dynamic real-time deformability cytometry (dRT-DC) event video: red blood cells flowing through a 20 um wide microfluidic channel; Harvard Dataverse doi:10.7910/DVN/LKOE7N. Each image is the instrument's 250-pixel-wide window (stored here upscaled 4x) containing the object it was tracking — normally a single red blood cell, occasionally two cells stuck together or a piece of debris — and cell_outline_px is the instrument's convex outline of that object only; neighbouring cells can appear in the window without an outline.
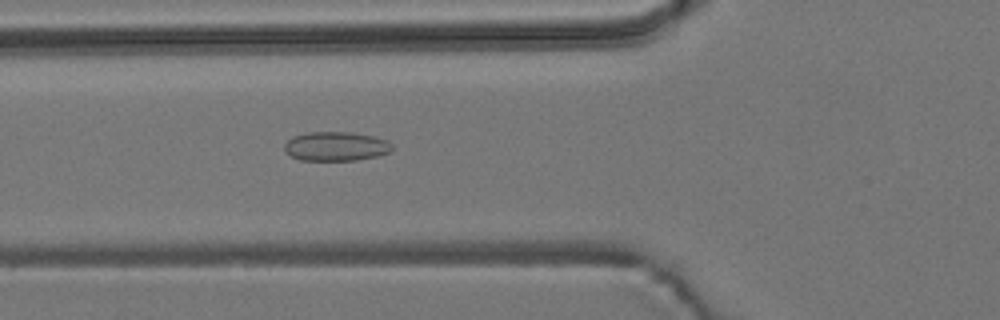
{"species": "common noctule bat (a hibernating species)", "species_latin": "Nyctalus noctula", "temperature_condition": "room temperature", "stored_images_in_passage": 55, "camera_frame_rate_fps": 3000, "um_per_image_px": 0.085, "animal": {"sex": "male", "body_mass_g": 19.2, "forearm_length_mm": 51.8}, "frame": {"image": 1, "passage_image": 20, "time_ms": 6.333, "image_size_px": [1000, 320], "cell_outline_px": [[392, 148], [388, 152], [376, 156], [356, 160], [300, 160], [284, 152], [284, 144], [292, 136], [308, 132], [352, 132], [372, 136], [388, 140], [392, 144]], "centroid_in_image_um": [28.52, 12.43], "position_along_channel_um": 97.3, "area_um2": 18.32}}
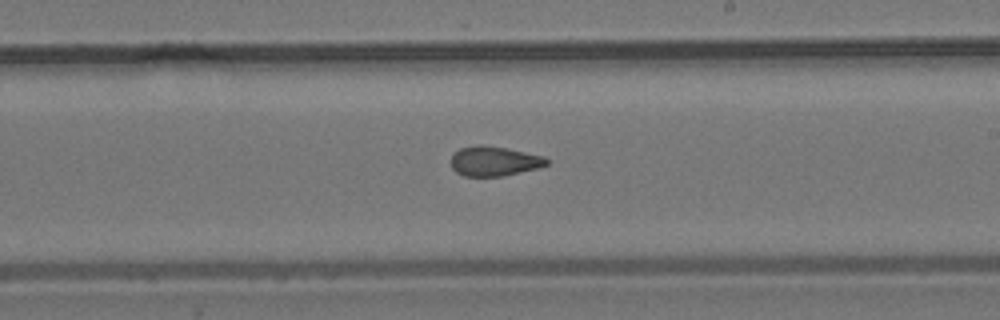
{"frame": {"image": 2, "passage_image": 32, "time_ms": 10.333, "image_size_px": [1000, 320], "cell_outline_px": [[548, 164], [536, 168], [504, 176], [464, 176], [456, 172], [452, 168], [452, 156], [460, 148], [476, 144], [480, 144], [504, 148], [544, 156], [548, 160]], "centroid_in_image_um": [41.98, 13.7], "position_along_channel_um": 247.0, "area_um2": 16.36}}
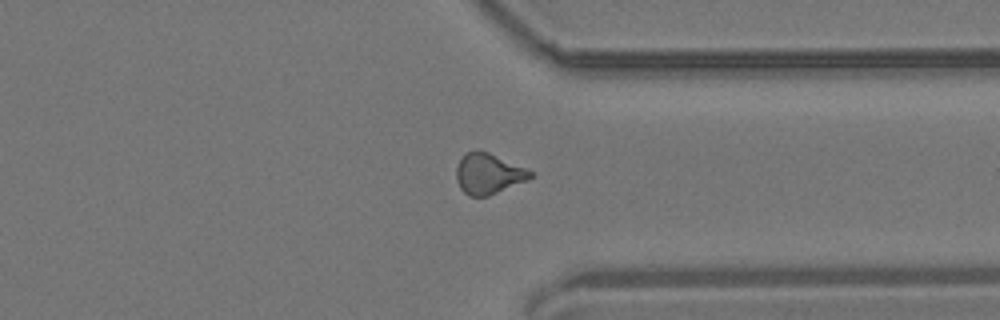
{"frame": {"image": 3, "passage_image": 42, "time_ms": 13.667, "image_size_px": [1000, 320], "cell_outline_px": [[532, 176], [528, 180], [488, 196], [468, 196], [460, 188], [456, 180], [456, 168], [464, 152], [488, 152], [524, 168], [532, 172]], "centroid_in_image_um": [41.48, 14.79], "position_along_channel_um": 369.9, "area_um2": 17.17}, "authors_computed_cell_mechanics": {"area_um2": 17.2822, "velocity_mm_per_s": 3.7376, "shape_relaxation_time_tau1_ms": null, "shape_relaxation_time_tau2_ms": 2.5797, "deformation_change_tau1": null, "deformation_change_tau2": 0.1053}}